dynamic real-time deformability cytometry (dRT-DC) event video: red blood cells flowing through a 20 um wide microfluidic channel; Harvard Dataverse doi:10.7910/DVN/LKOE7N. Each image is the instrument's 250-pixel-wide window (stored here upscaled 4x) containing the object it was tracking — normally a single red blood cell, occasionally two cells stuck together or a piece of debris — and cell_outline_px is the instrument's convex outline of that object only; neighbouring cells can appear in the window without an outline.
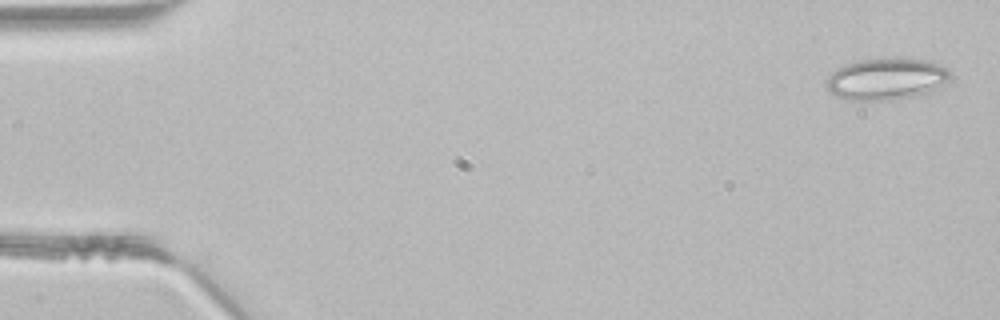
{"species": "common noctule bat (a hibernating species)", "species_latin": "Nyctalus noctula", "temperature_condition": "room temperature", "stored_images_in_passage": 45, "camera_frame_rate_fps": 3000, "um_per_image_px": 0.085, "animal": {"sex": "male", "body_mass_g": 21.5, "forearm_length_mm": 52.0}, "frame": {"image": 1, "passage_image": 1, "time_ms": 0.0, "image_size_px": [1000, 320], "cell_outline_px": [[952, 72], [948, 80], [940, 88], [924, 96], [888, 100], [848, 100], [836, 96], [828, 88], [828, 76], [836, 68], [860, 60], [884, 56], [904, 56], [928, 60], [948, 68]], "centroid_in_image_um": [75.44, 6.68], "position_along_channel_um": 9.6, "area_um2": 31.15}}
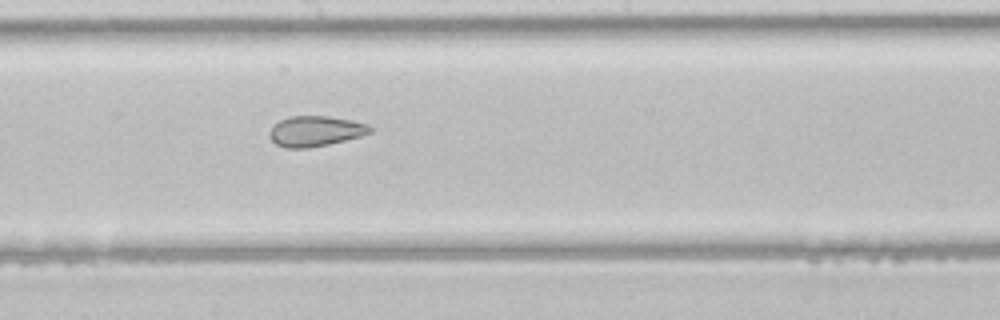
{"frame": {"image": 2, "passage_image": 24, "time_ms": 7.667, "image_size_px": [1000, 320], "cell_outline_px": [[372, 132], [360, 136], [328, 144], [308, 148], [284, 148], [276, 144], [268, 136], [268, 132], [280, 120], [292, 116], [328, 116], [352, 120], [368, 124], [372, 128]], "centroid_in_image_um": [26.8, 11.15], "position_along_channel_um": 221.4, "area_um2": 17.74}}
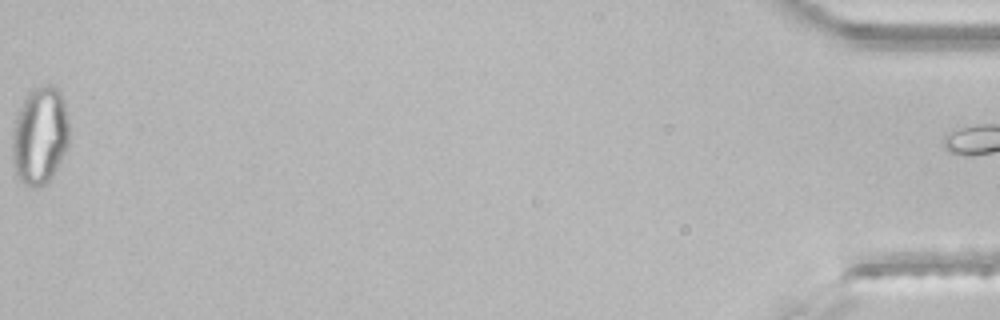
{"frame": {"image": 3, "passage_image": 45, "time_ms": 14.667, "image_size_px": [1000, 320], "cell_outline_px": [[68, 148], [56, 168], [48, 180], [44, 184], [36, 188], [32, 188], [24, 184], [16, 176], [12, 164], [12, 128], [16, 116], [28, 92], [32, 88], [40, 84], [52, 84], [60, 88], [64, 100], [68, 120]], "centroid_in_image_um": [3.38, 11.49], "position_along_channel_um": 431.8, "area_um2": 33.0}}